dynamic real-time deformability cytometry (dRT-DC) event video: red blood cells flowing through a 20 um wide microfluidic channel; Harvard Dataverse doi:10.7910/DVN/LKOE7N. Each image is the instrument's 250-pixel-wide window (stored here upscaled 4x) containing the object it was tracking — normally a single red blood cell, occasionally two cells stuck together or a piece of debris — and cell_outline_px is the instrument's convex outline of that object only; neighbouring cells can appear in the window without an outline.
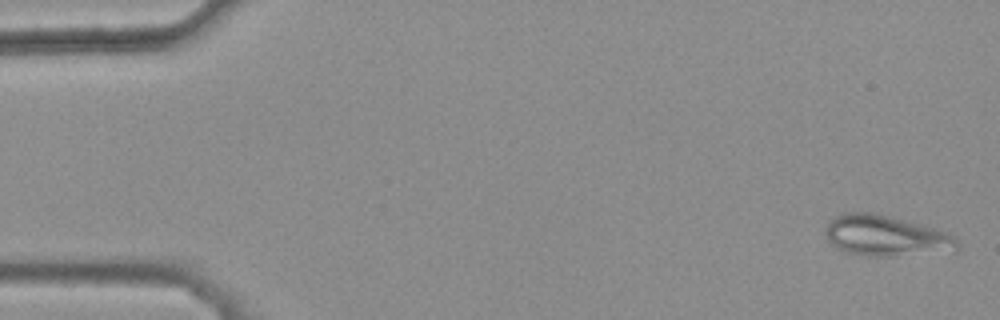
{"species": "common noctule bat (a hibernating species)", "species_latin": "Nyctalus noctula", "temperature_condition": "warm", "stored_images_in_passage": 44, "camera_frame_rate_fps": 3000, "um_per_image_px": 0.085, "animal": {"sex": "female", "body_mass_g": 25.1}, "frame": {"image": 1, "passage_image": 2, "time_ms": 0.333, "image_size_px": [1000, 320], "cell_outline_px": [[960, 248], [884, 256], [864, 256], [844, 252], [832, 244], [828, 240], [828, 224], [836, 216], [844, 212], [876, 212], [932, 228], [944, 232], [952, 236], [960, 244]], "centroid_in_image_um": [75.21, 20.02], "position_along_channel_um": 9.8, "area_um2": 30.11}}
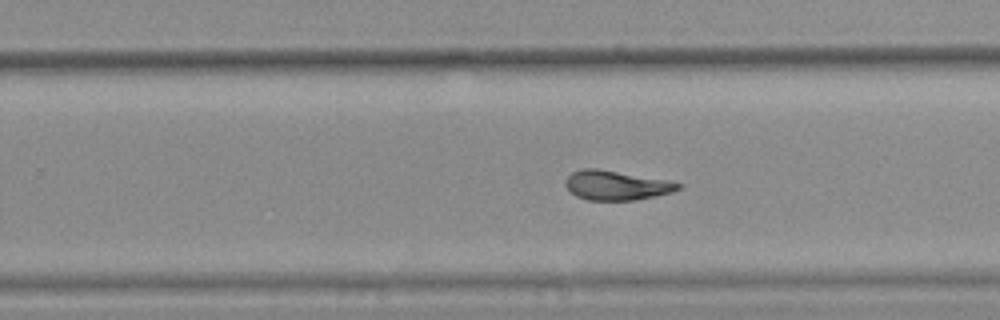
{"frame": {"image": 2, "passage_image": 33, "time_ms": 10.667, "image_size_px": [1000, 320], "cell_outline_px": [[680, 188], [672, 192], [656, 196], [636, 200], [588, 200], [576, 196], [564, 184], [564, 180], [572, 172], [580, 168], [596, 168], [668, 180], [680, 184]], "centroid_in_image_um": [52.35, 15.75], "position_along_channel_um": 277.4, "area_um2": 19.31}}
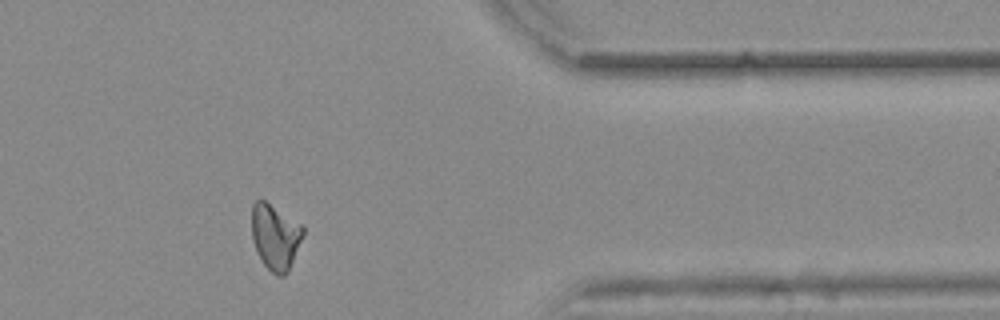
{"frame": {"image": 3, "passage_image": 43, "time_ms": 14.0, "image_size_px": [1000, 320], "cell_outline_px": [[304, 232], [288, 272], [284, 276], [276, 276], [264, 264], [256, 252], [252, 240], [252, 204], [256, 200], [264, 200], [304, 224]], "centroid_in_image_um": [23.4, 20.11], "position_along_channel_um": 388.0, "area_um2": 19.77}, "authors_computed_cell_mechanics": {"area_um2": 20.2011, "velocity_mm_per_s": 3.8771, "shape_relaxation_time_tau1_ms": null, "shape_relaxation_time_tau2_ms": 2.6139, "deformation_change_tau1": null, "deformation_change_tau2": 0.0777}}